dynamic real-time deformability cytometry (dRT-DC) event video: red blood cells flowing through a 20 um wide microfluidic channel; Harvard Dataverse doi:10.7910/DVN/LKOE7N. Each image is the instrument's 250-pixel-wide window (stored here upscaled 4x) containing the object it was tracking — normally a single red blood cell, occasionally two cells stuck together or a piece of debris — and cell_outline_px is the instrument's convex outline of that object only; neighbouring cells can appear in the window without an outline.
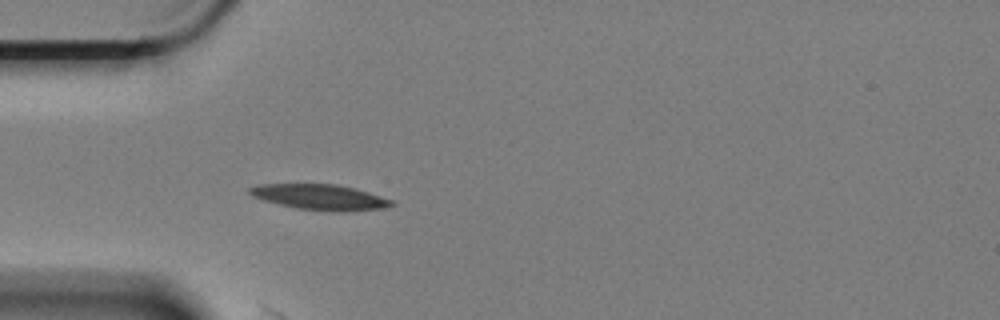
{"species": "Egyptian fruit bat (a non-hibernating species)", "species_latin": "Rousettus aegyptiacus", "temperature_condition": "cold", "stored_images_in_passage": 23, "camera_frame_rate_fps": 3000, "um_per_image_px": 0.085, "animal": {"sex": "female"}, "frame": {"image": 1, "passage_image": 18, "time_ms": 5.667, "image_size_px": [1000, 320], "cell_outline_px": [[396, 204], [380, 208], [344, 212], [332, 212], [296, 208], [260, 200], [252, 196], [248, 192], [248, 188], [256, 184], [336, 184], [356, 188], [392, 200]], "centroid_in_image_um": [27.15, 16.75], "position_along_channel_um": 57.9, "area_um2": 21.27}}
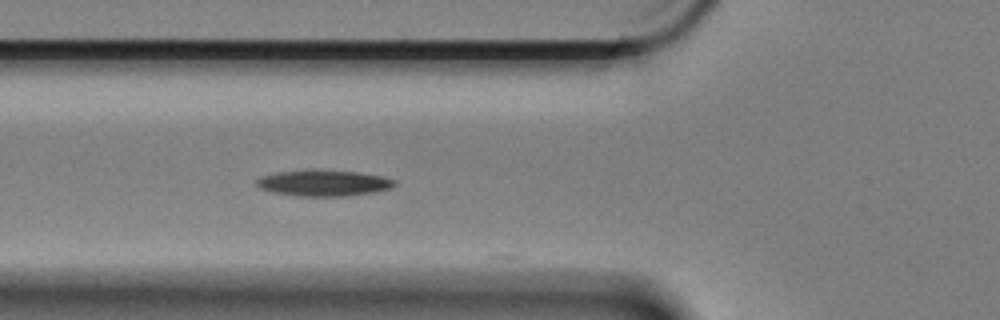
{"frame": {"image": 2, "passage_image": 22, "time_ms": 7.0, "image_size_px": [1000, 320], "cell_outline_px": [[396, 184], [392, 188], [372, 192], [344, 196], [296, 196], [272, 192], [260, 188], [256, 184], [256, 180], [260, 176], [276, 172], [304, 168], [312, 168], [360, 172], [384, 176], [396, 180]], "centroid_in_image_um": [27.48, 15.52], "position_along_channel_um": 98.3, "area_um2": 21.62}}